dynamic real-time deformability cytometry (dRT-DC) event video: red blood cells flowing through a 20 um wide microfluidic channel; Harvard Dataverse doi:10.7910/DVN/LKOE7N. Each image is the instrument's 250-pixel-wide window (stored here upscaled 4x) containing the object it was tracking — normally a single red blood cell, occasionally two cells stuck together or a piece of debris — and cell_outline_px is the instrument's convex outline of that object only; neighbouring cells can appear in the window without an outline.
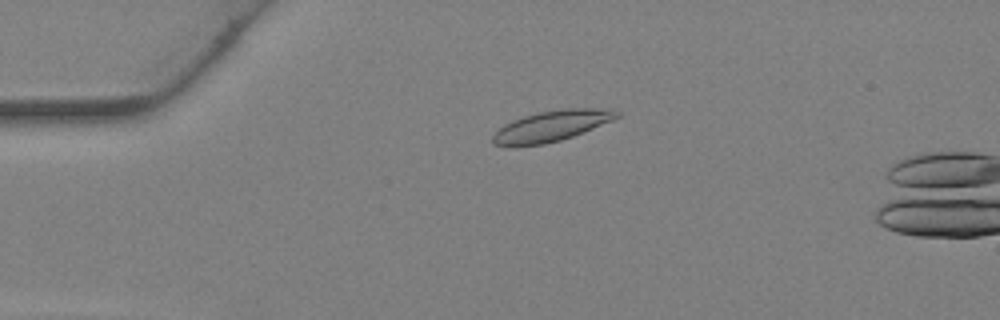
{"species": "Egyptian fruit bat (a non-hibernating species)", "species_latin": "Rousettus aegyptiacus", "temperature_condition": "warm", "stored_images_in_passage": 11, "camera_frame_rate_fps": 3000, "um_per_image_px": 0.085, "animal": {"sex": "female"}, "frame": {"image": 1, "passage_image": 8, "time_ms": 2.333, "image_size_px": [1000, 320], "cell_outline_px": [[620, 116], [612, 120], [572, 136], [560, 140], [544, 144], [516, 148], [508, 148], [492, 144], [492, 136], [504, 124], [512, 120], [524, 116], [540, 112], [560, 108], [596, 108], [620, 112]], "centroid_in_image_um": [46.77, 10.74], "position_along_channel_um": 38.2, "area_um2": 22.37}}